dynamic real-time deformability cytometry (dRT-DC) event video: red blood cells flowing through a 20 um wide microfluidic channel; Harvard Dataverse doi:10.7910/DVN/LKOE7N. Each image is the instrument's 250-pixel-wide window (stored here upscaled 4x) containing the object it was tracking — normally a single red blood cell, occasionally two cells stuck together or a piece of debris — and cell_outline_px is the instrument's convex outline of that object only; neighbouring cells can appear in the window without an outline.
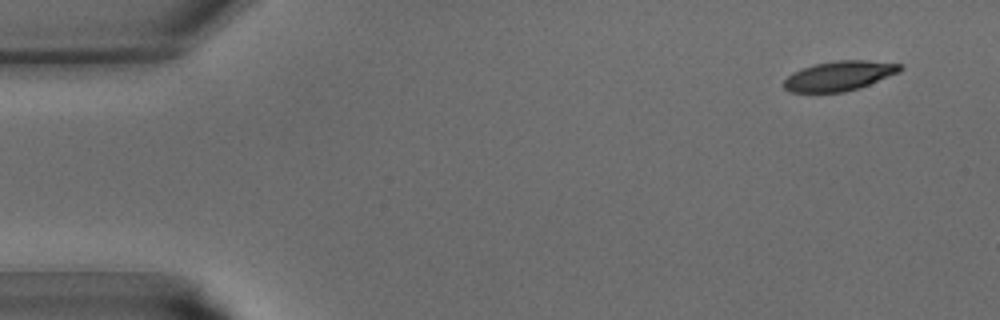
{"species": "common noctule bat (a hibernating species)", "species_latin": "Nyctalus noctula", "temperature_condition": "warm", "stored_images_in_passage": 6, "camera_frame_rate_fps": 3000, "um_per_image_px": 0.085, "animal": {"sex": "male", "body_mass_g": 15.6}, "frame": {"image": 1, "passage_image": 1, "time_ms": 0.0, "image_size_px": [1000, 320], "cell_outline_px": [[904, 68], [900, 72], [860, 88], [844, 92], [792, 92], [784, 88], [784, 80], [792, 72], [812, 64], [836, 60], [868, 60], [900, 64]], "centroid_in_image_um": [71.35, 6.44], "position_along_channel_um": 13.7, "area_um2": 20.23}}